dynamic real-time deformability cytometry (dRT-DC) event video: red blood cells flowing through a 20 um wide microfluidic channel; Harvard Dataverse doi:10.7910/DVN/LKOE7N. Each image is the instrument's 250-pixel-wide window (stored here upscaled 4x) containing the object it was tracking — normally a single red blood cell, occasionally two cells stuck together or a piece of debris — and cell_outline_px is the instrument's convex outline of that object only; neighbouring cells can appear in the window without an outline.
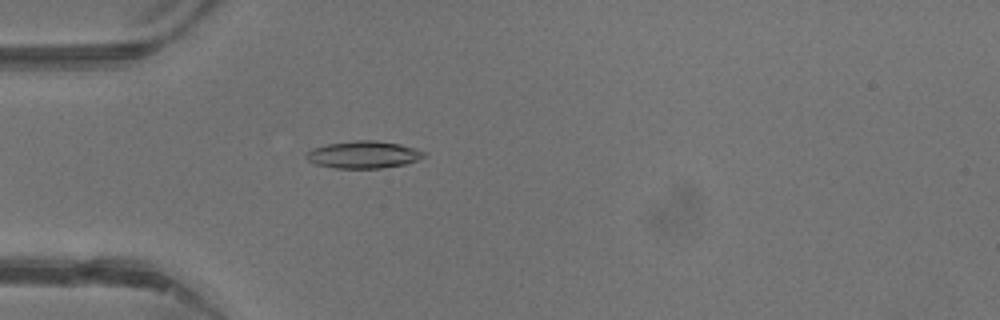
{"species": "common noctule bat (a hibernating species)", "species_latin": "Nyctalus noctula", "temperature_condition": "warm", "stored_images_in_passage": 43, "camera_frame_rate_fps": 3000, "um_per_image_px": 0.085, "animal": {"sex": "male", "body_mass_g": 13.3}, "frame": {"image": 1, "passage_image": 13, "time_ms": 4.0, "image_size_px": [1000, 320], "cell_outline_px": [[428, 152], [424, 156], [408, 164], [380, 168], [336, 168], [316, 164], [308, 160], [304, 156], [312, 148], [328, 144], [352, 140], [376, 140], [400, 144], [416, 148]], "centroid_in_image_um": [30.93, 13.14], "position_along_channel_um": 54.1, "area_um2": 18.79}}
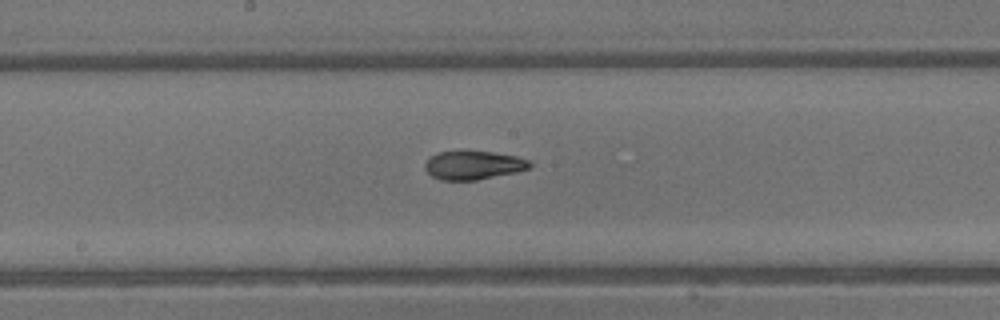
{"frame": {"image": 2, "passage_image": 23, "time_ms": 7.333, "image_size_px": [1000, 320], "cell_outline_px": [[532, 164], [528, 168], [516, 172], [476, 180], [440, 180], [432, 176], [424, 168], [424, 164], [436, 152], [492, 152], [516, 156], [528, 160]], "centroid_in_image_um": [40.22, 14.05], "position_along_channel_um": 208.0, "area_um2": 17.17}}
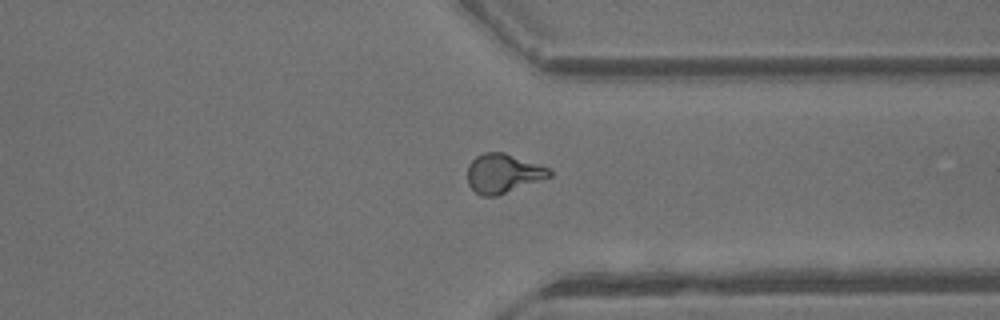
{"frame": {"image": 3, "passage_image": 33, "time_ms": 10.667, "image_size_px": [1000, 320], "cell_outline_px": [[552, 176], [496, 196], [480, 196], [468, 184], [468, 164], [476, 156], [484, 152], [504, 152], [548, 168], [552, 172]], "centroid_in_image_um": [42.74, 14.74], "position_along_channel_um": 368.7, "area_um2": 18.5}, "authors_computed_cell_mechanics": {"area_um2": 18.4382, "velocity_mm_per_s": 4.8592, "shape_relaxation_time_tau1_ms": 4.471, "shape_relaxation_time_tau2_ms": 2.3662, "deformation_change_tau1": 0.1996, "deformation_change_tau2": 0.0992}}